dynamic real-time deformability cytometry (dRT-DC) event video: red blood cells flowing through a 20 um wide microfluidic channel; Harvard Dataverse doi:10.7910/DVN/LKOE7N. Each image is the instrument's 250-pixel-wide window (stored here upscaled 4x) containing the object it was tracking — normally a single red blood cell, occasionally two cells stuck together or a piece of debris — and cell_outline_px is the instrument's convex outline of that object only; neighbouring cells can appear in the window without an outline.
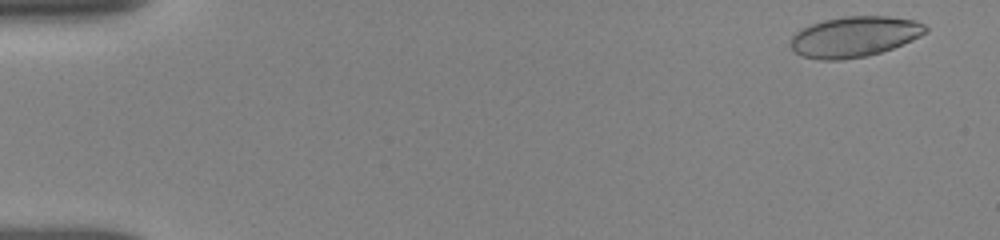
{"species": "human", "species_latin": "Homo sapiens", "temperature_condition": "room temperature", "stored_images_in_passage": 8, "camera_frame_rate_fps": 3000, "um_per_image_px": 0.085, "donor": {"sex": "female"}, "frame": {"image": 1, "passage_image": 1, "time_ms": 0.0, "image_size_px": [1000, 240], "cell_outline_px": [[928, 32], [912, 40], [892, 48], [880, 52], [864, 56], [840, 60], [820, 60], [804, 56], [796, 52], [788, 44], [792, 36], [796, 32], [812, 24], [824, 20], [844, 16], [888, 16], [916, 20], [924, 24], [928, 28]], "centroid_in_image_um": [72.64, 3.11], "position_along_channel_um": 12.4, "area_um2": 31.79}}
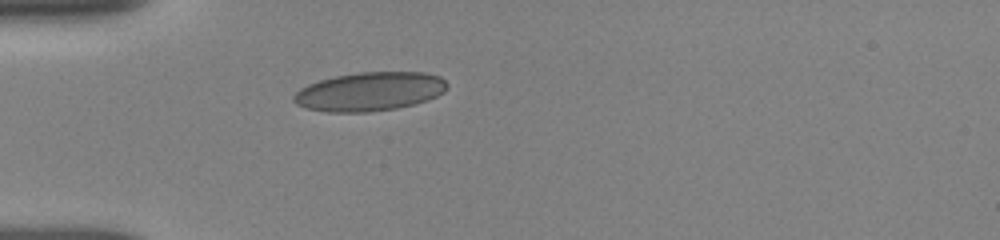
{"frame": {"image": 2, "passage_image": 8, "time_ms": 4.333, "image_size_px": [1000, 240], "cell_outline_px": [[448, 88], [444, 92], [428, 100], [416, 104], [396, 108], [368, 112], [328, 112], [304, 108], [296, 104], [292, 100], [292, 96], [300, 88], [308, 84], [320, 80], [336, 76], [360, 72], [424, 72], [440, 76], [448, 84]], "centroid_in_image_um": [31.42, 7.78], "position_along_channel_um": 53.6, "area_um2": 34.91}}